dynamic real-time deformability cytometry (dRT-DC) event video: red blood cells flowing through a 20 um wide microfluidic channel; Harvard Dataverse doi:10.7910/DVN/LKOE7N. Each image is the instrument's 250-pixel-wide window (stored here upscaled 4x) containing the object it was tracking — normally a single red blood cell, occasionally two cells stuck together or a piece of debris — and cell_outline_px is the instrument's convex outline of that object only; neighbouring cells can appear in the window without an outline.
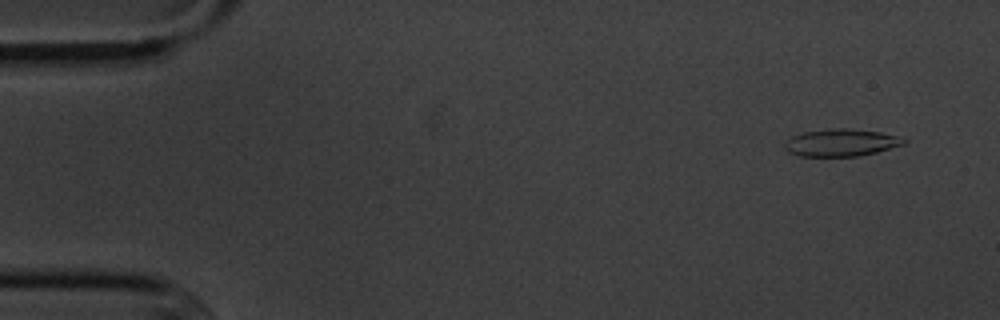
{"species": "common noctule bat (a hibernating species)", "species_latin": "Nyctalus noctula", "temperature_condition": "cold", "stored_images_in_passage": 4, "camera_frame_rate_fps": 3000, "um_per_image_px": 0.085, "animal": {"sex": "male", "body_mass_g": 20.1, "forearm_length_mm": 53.5}, "frame": {"image": 1, "passage_image": 1, "time_ms": 0.0, "image_size_px": [1000, 320], "cell_outline_px": [[908, 140], [904, 144], [876, 152], [856, 156], [800, 156], [788, 152], [784, 148], [784, 140], [792, 136], [804, 132], [828, 128], [848, 128], [880, 132], [896, 136]], "centroid_in_image_um": [71.44, 12.12], "position_along_channel_um": 13.6, "area_um2": 18.96}}
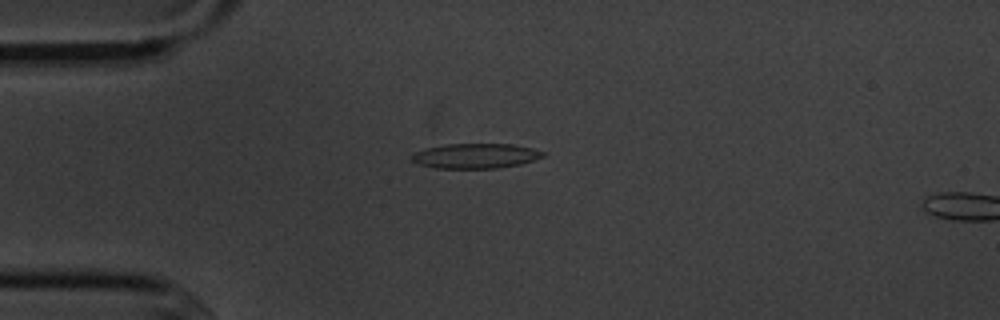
{"frame": {"image": 2, "passage_image": 3, "time_ms": 3.333, "image_size_px": [1000, 320], "cell_outline_px": [[544, 156], [520, 164], [496, 168], [436, 168], [416, 164], [412, 160], [412, 156], [416, 152], [424, 148], [444, 144], [512, 144], [532, 148], [544, 152]], "centroid_in_image_um": [40.38, 13.25], "position_along_channel_um": 44.6, "area_um2": 18.96}}